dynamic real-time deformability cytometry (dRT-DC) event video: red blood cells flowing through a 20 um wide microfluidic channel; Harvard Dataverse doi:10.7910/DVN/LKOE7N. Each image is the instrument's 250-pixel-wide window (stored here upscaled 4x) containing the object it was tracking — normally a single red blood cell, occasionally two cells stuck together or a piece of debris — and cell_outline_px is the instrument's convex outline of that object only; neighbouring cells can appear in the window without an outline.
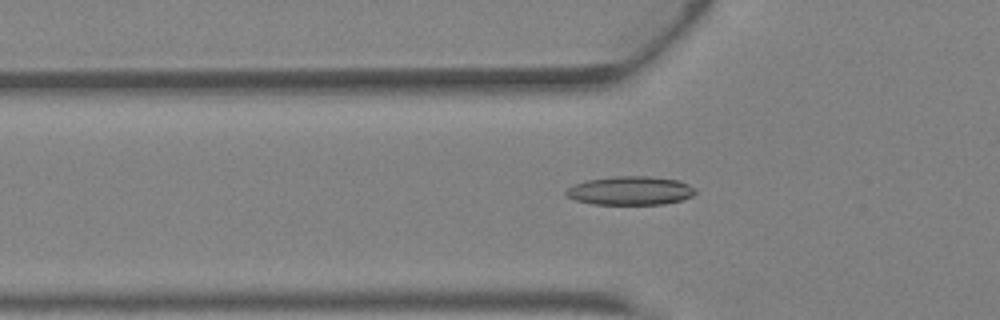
{"species": "Egyptian fruit bat (a non-hibernating species)", "species_latin": "Rousettus aegyptiacus", "temperature_condition": "warm", "stored_images_in_passage": 35, "camera_frame_rate_fps": 3000, "um_per_image_px": 0.085, "animal": {"sex": "female"}, "frame": {"image": 1, "passage_image": 7, "time_ms": 2.0, "image_size_px": [1000, 320], "cell_outline_px": [[696, 192], [692, 196], [680, 200], [664, 204], [592, 204], [576, 200], [568, 196], [564, 192], [572, 184], [588, 180], [612, 176], [648, 176], [680, 180], [696, 188]], "centroid_in_image_um": [53.59, 16.2], "position_along_channel_um": 72.2, "area_um2": 21.68}}
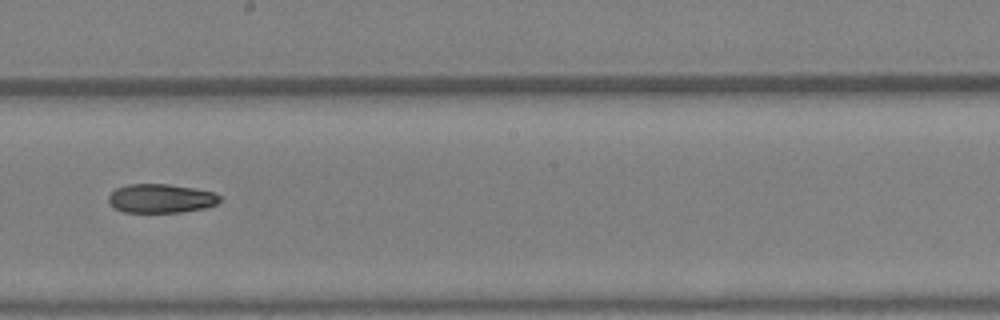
{"frame": {"image": 2, "passage_image": 17, "time_ms": 5.333, "image_size_px": [1000, 320], "cell_outline_px": [[220, 200], [216, 204], [208, 208], [180, 212], [124, 212], [116, 208], [108, 200], [108, 196], [116, 188], [128, 184], [168, 184], [192, 188], [212, 192], [220, 196]], "centroid_in_image_um": [13.68, 16.87], "position_along_channel_um": 234.5, "area_um2": 18.61}}
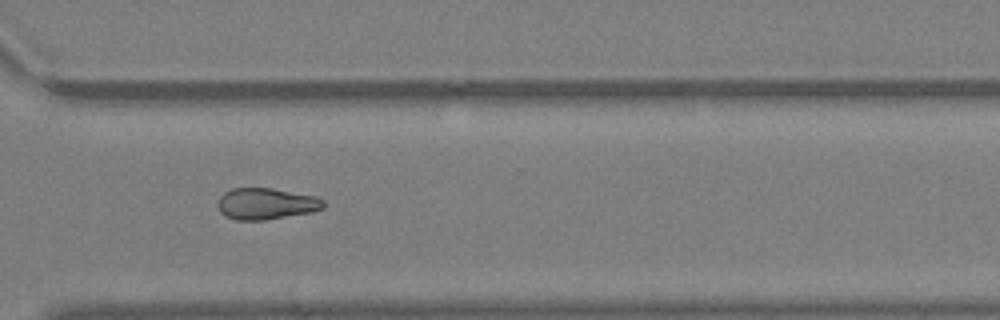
{"frame": {"image": 3, "passage_image": 24, "time_ms": 7.667, "image_size_px": [1000, 320], "cell_outline_px": [[324, 208], [312, 212], [264, 220], [236, 220], [224, 216], [220, 212], [216, 204], [220, 196], [224, 192], [232, 188], [272, 188], [316, 196], [324, 200]], "centroid_in_image_um": [22.59, 17.32], "position_along_channel_um": 348.0, "area_um2": 19.54}}